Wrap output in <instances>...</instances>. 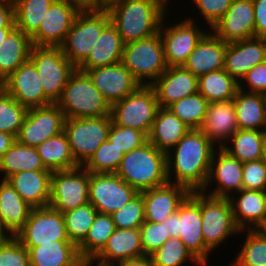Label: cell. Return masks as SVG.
Returning a JSON list of instances; mask_svg holds the SVG:
<instances>
[{
	"mask_svg": "<svg viewBox=\"0 0 266 266\" xmlns=\"http://www.w3.org/2000/svg\"><path fill=\"white\" fill-rule=\"evenodd\" d=\"M215 146L199 129H190L166 153L168 182L184 186L190 192L202 191L207 183Z\"/></svg>",
	"mask_w": 266,
	"mask_h": 266,
	"instance_id": "6da1fadb",
	"label": "cell"
},
{
	"mask_svg": "<svg viewBox=\"0 0 266 266\" xmlns=\"http://www.w3.org/2000/svg\"><path fill=\"white\" fill-rule=\"evenodd\" d=\"M170 0H117L109 5L111 23L124 44L159 33Z\"/></svg>",
	"mask_w": 266,
	"mask_h": 266,
	"instance_id": "7a4b0ae2",
	"label": "cell"
},
{
	"mask_svg": "<svg viewBox=\"0 0 266 266\" xmlns=\"http://www.w3.org/2000/svg\"><path fill=\"white\" fill-rule=\"evenodd\" d=\"M116 174L138 193L168 183L166 153L147 141L125 153Z\"/></svg>",
	"mask_w": 266,
	"mask_h": 266,
	"instance_id": "3957f363",
	"label": "cell"
},
{
	"mask_svg": "<svg viewBox=\"0 0 266 266\" xmlns=\"http://www.w3.org/2000/svg\"><path fill=\"white\" fill-rule=\"evenodd\" d=\"M68 118H94L111 115V106L94 86L86 72L76 70L70 75L56 102Z\"/></svg>",
	"mask_w": 266,
	"mask_h": 266,
	"instance_id": "277c9868",
	"label": "cell"
},
{
	"mask_svg": "<svg viewBox=\"0 0 266 266\" xmlns=\"http://www.w3.org/2000/svg\"><path fill=\"white\" fill-rule=\"evenodd\" d=\"M111 22L106 9L81 10L60 46L63 54L77 68L90 54L103 29Z\"/></svg>",
	"mask_w": 266,
	"mask_h": 266,
	"instance_id": "5b68a950",
	"label": "cell"
},
{
	"mask_svg": "<svg viewBox=\"0 0 266 266\" xmlns=\"http://www.w3.org/2000/svg\"><path fill=\"white\" fill-rule=\"evenodd\" d=\"M121 63L141 85H151L168 67L160 33L124 44Z\"/></svg>",
	"mask_w": 266,
	"mask_h": 266,
	"instance_id": "8992f818",
	"label": "cell"
},
{
	"mask_svg": "<svg viewBox=\"0 0 266 266\" xmlns=\"http://www.w3.org/2000/svg\"><path fill=\"white\" fill-rule=\"evenodd\" d=\"M29 60L40 76L45 96L56 103L76 67L63 54L61 47L33 45Z\"/></svg>",
	"mask_w": 266,
	"mask_h": 266,
	"instance_id": "52a82bcc",
	"label": "cell"
},
{
	"mask_svg": "<svg viewBox=\"0 0 266 266\" xmlns=\"http://www.w3.org/2000/svg\"><path fill=\"white\" fill-rule=\"evenodd\" d=\"M111 115L94 118L65 119L64 132L75 162L83 166L97 148L108 140Z\"/></svg>",
	"mask_w": 266,
	"mask_h": 266,
	"instance_id": "ba28073f",
	"label": "cell"
},
{
	"mask_svg": "<svg viewBox=\"0 0 266 266\" xmlns=\"http://www.w3.org/2000/svg\"><path fill=\"white\" fill-rule=\"evenodd\" d=\"M159 103L150 85H140L133 93L111 106L112 121L149 135Z\"/></svg>",
	"mask_w": 266,
	"mask_h": 266,
	"instance_id": "9c48e42d",
	"label": "cell"
},
{
	"mask_svg": "<svg viewBox=\"0 0 266 266\" xmlns=\"http://www.w3.org/2000/svg\"><path fill=\"white\" fill-rule=\"evenodd\" d=\"M201 217L203 240L211 251L231 235L245 231L236 225L229 199L209 196L202 191Z\"/></svg>",
	"mask_w": 266,
	"mask_h": 266,
	"instance_id": "30bf717a",
	"label": "cell"
},
{
	"mask_svg": "<svg viewBox=\"0 0 266 266\" xmlns=\"http://www.w3.org/2000/svg\"><path fill=\"white\" fill-rule=\"evenodd\" d=\"M89 203V172L82 166L53 171L49 206L61 213Z\"/></svg>",
	"mask_w": 266,
	"mask_h": 266,
	"instance_id": "8fae6325",
	"label": "cell"
},
{
	"mask_svg": "<svg viewBox=\"0 0 266 266\" xmlns=\"http://www.w3.org/2000/svg\"><path fill=\"white\" fill-rule=\"evenodd\" d=\"M15 237L25 247H37L57 240H69L64 216L50 206L32 208L24 227Z\"/></svg>",
	"mask_w": 266,
	"mask_h": 266,
	"instance_id": "7c38bea8",
	"label": "cell"
},
{
	"mask_svg": "<svg viewBox=\"0 0 266 266\" xmlns=\"http://www.w3.org/2000/svg\"><path fill=\"white\" fill-rule=\"evenodd\" d=\"M137 194L116 173H89V203L100 214L111 215Z\"/></svg>",
	"mask_w": 266,
	"mask_h": 266,
	"instance_id": "4fadbf2b",
	"label": "cell"
},
{
	"mask_svg": "<svg viewBox=\"0 0 266 266\" xmlns=\"http://www.w3.org/2000/svg\"><path fill=\"white\" fill-rule=\"evenodd\" d=\"M179 238L187 250L202 265L207 266L211 250L202 235L201 191H193L178 207Z\"/></svg>",
	"mask_w": 266,
	"mask_h": 266,
	"instance_id": "5bb4252c",
	"label": "cell"
},
{
	"mask_svg": "<svg viewBox=\"0 0 266 266\" xmlns=\"http://www.w3.org/2000/svg\"><path fill=\"white\" fill-rule=\"evenodd\" d=\"M162 20L159 33L163 41L164 57L168 67L183 66L198 42L207 33L196 26L193 18H186L172 26L165 27ZM165 27V28H164Z\"/></svg>",
	"mask_w": 266,
	"mask_h": 266,
	"instance_id": "9a60e30c",
	"label": "cell"
},
{
	"mask_svg": "<svg viewBox=\"0 0 266 266\" xmlns=\"http://www.w3.org/2000/svg\"><path fill=\"white\" fill-rule=\"evenodd\" d=\"M65 116L56 103L28 109L17 141L36 147L45 140L64 131Z\"/></svg>",
	"mask_w": 266,
	"mask_h": 266,
	"instance_id": "2e32d148",
	"label": "cell"
},
{
	"mask_svg": "<svg viewBox=\"0 0 266 266\" xmlns=\"http://www.w3.org/2000/svg\"><path fill=\"white\" fill-rule=\"evenodd\" d=\"M81 10L67 0H54L31 36L34 46L60 47L66 39L75 17Z\"/></svg>",
	"mask_w": 266,
	"mask_h": 266,
	"instance_id": "e0dca14e",
	"label": "cell"
},
{
	"mask_svg": "<svg viewBox=\"0 0 266 266\" xmlns=\"http://www.w3.org/2000/svg\"><path fill=\"white\" fill-rule=\"evenodd\" d=\"M217 148L218 152L214 151L207 183L202 192L209 196L229 199L234 194L233 191L238 193L243 189V163L230 156L222 148ZM214 182H217L216 187L214 184L215 189L207 191L209 189L208 186L211 187V184Z\"/></svg>",
	"mask_w": 266,
	"mask_h": 266,
	"instance_id": "ac0fdd59",
	"label": "cell"
},
{
	"mask_svg": "<svg viewBox=\"0 0 266 266\" xmlns=\"http://www.w3.org/2000/svg\"><path fill=\"white\" fill-rule=\"evenodd\" d=\"M1 86L27 109L52 104L45 96L40 76L29 59L21 64Z\"/></svg>",
	"mask_w": 266,
	"mask_h": 266,
	"instance_id": "d6986e66",
	"label": "cell"
},
{
	"mask_svg": "<svg viewBox=\"0 0 266 266\" xmlns=\"http://www.w3.org/2000/svg\"><path fill=\"white\" fill-rule=\"evenodd\" d=\"M80 71L89 75L110 106L133 93L141 85L121 62Z\"/></svg>",
	"mask_w": 266,
	"mask_h": 266,
	"instance_id": "ffe728a7",
	"label": "cell"
},
{
	"mask_svg": "<svg viewBox=\"0 0 266 266\" xmlns=\"http://www.w3.org/2000/svg\"><path fill=\"white\" fill-rule=\"evenodd\" d=\"M211 31L226 43L255 37L253 0H233Z\"/></svg>",
	"mask_w": 266,
	"mask_h": 266,
	"instance_id": "44dd1931",
	"label": "cell"
},
{
	"mask_svg": "<svg viewBox=\"0 0 266 266\" xmlns=\"http://www.w3.org/2000/svg\"><path fill=\"white\" fill-rule=\"evenodd\" d=\"M266 61V39L252 37L227 43L224 70L238 83L248 71Z\"/></svg>",
	"mask_w": 266,
	"mask_h": 266,
	"instance_id": "7402d4cb",
	"label": "cell"
},
{
	"mask_svg": "<svg viewBox=\"0 0 266 266\" xmlns=\"http://www.w3.org/2000/svg\"><path fill=\"white\" fill-rule=\"evenodd\" d=\"M159 107H168L174 102L198 92V78L183 66L167 69L151 85Z\"/></svg>",
	"mask_w": 266,
	"mask_h": 266,
	"instance_id": "603a6c76",
	"label": "cell"
},
{
	"mask_svg": "<svg viewBox=\"0 0 266 266\" xmlns=\"http://www.w3.org/2000/svg\"><path fill=\"white\" fill-rule=\"evenodd\" d=\"M141 193L144 199L145 221L162 223L178 210L190 191L184 186L168 182Z\"/></svg>",
	"mask_w": 266,
	"mask_h": 266,
	"instance_id": "cb8c5ba5",
	"label": "cell"
},
{
	"mask_svg": "<svg viewBox=\"0 0 266 266\" xmlns=\"http://www.w3.org/2000/svg\"><path fill=\"white\" fill-rule=\"evenodd\" d=\"M139 228H116L103 249L90 261L97 266H109L118 262L143 257Z\"/></svg>",
	"mask_w": 266,
	"mask_h": 266,
	"instance_id": "d4e9b609",
	"label": "cell"
},
{
	"mask_svg": "<svg viewBox=\"0 0 266 266\" xmlns=\"http://www.w3.org/2000/svg\"><path fill=\"white\" fill-rule=\"evenodd\" d=\"M226 48V42L219 39L213 32L207 31L183 67L197 78L224 69Z\"/></svg>",
	"mask_w": 266,
	"mask_h": 266,
	"instance_id": "484cf974",
	"label": "cell"
},
{
	"mask_svg": "<svg viewBox=\"0 0 266 266\" xmlns=\"http://www.w3.org/2000/svg\"><path fill=\"white\" fill-rule=\"evenodd\" d=\"M51 175L50 170H25L6 180L29 206L43 208L49 206L50 202Z\"/></svg>",
	"mask_w": 266,
	"mask_h": 266,
	"instance_id": "4316f807",
	"label": "cell"
},
{
	"mask_svg": "<svg viewBox=\"0 0 266 266\" xmlns=\"http://www.w3.org/2000/svg\"><path fill=\"white\" fill-rule=\"evenodd\" d=\"M199 130L215 145L218 142L220 148L228 145L229 138L238 130L233 100L209 103Z\"/></svg>",
	"mask_w": 266,
	"mask_h": 266,
	"instance_id": "83f0119b",
	"label": "cell"
},
{
	"mask_svg": "<svg viewBox=\"0 0 266 266\" xmlns=\"http://www.w3.org/2000/svg\"><path fill=\"white\" fill-rule=\"evenodd\" d=\"M229 201L236 225L241 230H257L266 223L265 192L242 189Z\"/></svg>",
	"mask_w": 266,
	"mask_h": 266,
	"instance_id": "f1b7e54d",
	"label": "cell"
},
{
	"mask_svg": "<svg viewBox=\"0 0 266 266\" xmlns=\"http://www.w3.org/2000/svg\"><path fill=\"white\" fill-rule=\"evenodd\" d=\"M30 266H81L78 246L70 240H57L37 247H25Z\"/></svg>",
	"mask_w": 266,
	"mask_h": 266,
	"instance_id": "f546056e",
	"label": "cell"
},
{
	"mask_svg": "<svg viewBox=\"0 0 266 266\" xmlns=\"http://www.w3.org/2000/svg\"><path fill=\"white\" fill-rule=\"evenodd\" d=\"M244 86L239 83L233 98L238 129L266 130V95L246 92Z\"/></svg>",
	"mask_w": 266,
	"mask_h": 266,
	"instance_id": "4dcf8cb0",
	"label": "cell"
},
{
	"mask_svg": "<svg viewBox=\"0 0 266 266\" xmlns=\"http://www.w3.org/2000/svg\"><path fill=\"white\" fill-rule=\"evenodd\" d=\"M124 43L116 27L110 22L102 31L100 38L88 57L77 67L78 70H90L111 66L122 60Z\"/></svg>",
	"mask_w": 266,
	"mask_h": 266,
	"instance_id": "1f68e13d",
	"label": "cell"
},
{
	"mask_svg": "<svg viewBox=\"0 0 266 266\" xmlns=\"http://www.w3.org/2000/svg\"><path fill=\"white\" fill-rule=\"evenodd\" d=\"M189 130L190 128L168 107H159L148 141L158 150L167 153Z\"/></svg>",
	"mask_w": 266,
	"mask_h": 266,
	"instance_id": "d6a6232c",
	"label": "cell"
},
{
	"mask_svg": "<svg viewBox=\"0 0 266 266\" xmlns=\"http://www.w3.org/2000/svg\"><path fill=\"white\" fill-rule=\"evenodd\" d=\"M31 210L14 187L7 180H1L0 227L15 236L24 227Z\"/></svg>",
	"mask_w": 266,
	"mask_h": 266,
	"instance_id": "836d02e7",
	"label": "cell"
},
{
	"mask_svg": "<svg viewBox=\"0 0 266 266\" xmlns=\"http://www.w3.org/2000/svg\"><path fill=\"white\" fill-rule=\"evenodd\" d=\"M32 40L20 29L14 28L0 45V85L29 57Z\"/></svg>",
	"mask_w": 266,
	"mask_h": 266,
	"instance_id": "e575fe53",
	"label": "cell"
},
{
	"mask_svg": "<svg viewBox=\"0 0 266 266\" xmlns=\"http://www.w3.org/2000/svg\"><path fill=\"white\" fill-rule=\"evenodd\" d=\"M44 167L50 171L71 170L79 167L72 156L65 132H61L35 147Z\"/></svg>",
	"mask_w": 266,
	"mask_h": 266,
	"instance_id": "d590c367",
	"label": "cell"
},
{
	"mask_svg": "<svg viewBox=\"0 0 266 266\" xmlns=\"http://www.w3.org/2000/svg\"><path fill=\"white\" fill-rule=\"evenodd\" d=\"M25 170L48 169L44 167L35 147L23 145L16 141L0 160V172L4 174L2 180Z\"/></svg>",
	"mask_w": 266,
	"mask_h": 266,
	"instance_id": "8d00e7d4",
	"label": "cell"
},
{
	"mask_svg": "<svg viewBox=\"0 0 266 266\" xmlns=\"http://www.w3.org/2000/svg\"><path fill=\"white\" fill-rule=\"evenodd\" d=\"M239 83L224 69L213 71L198 78V92L209 103L233 100Z\"/></svg>",
	"mask_w": 266,
	"mask_h": 266,
	"instance_id": "74e56055",
	"label": "cell"
},
{
	"mask_svg": "<svg viewBox=\"0 0 266 266\" xmlns=\"http://www.w3.org/2000/svg\"><path fill=\"white\" fill-rule=\"evenodd\" d=\"M115 229L112 215L98 213L87 236L78 245L81 258L90 262L103 249Z\"/></svg>",
	"mask_w": 266,
	"mask_h": 266,
	"instance_id": "f35d334b",
	"label": "cell"
},
{
	"mask_svg": "<svg viewBox=\"0 0 266 266\" xmlns=\"http://www.w3.org/2000/svg\"><path fill=\"white\" fill-rule=\"evenodd\" d=\"M262 137L263 130L238 129L228 140L232 143L230 147L221 148L241 163L257 161L262 159Z\"/></svg>",
	"mask_w": 266,
	"mask_h": 266,
	"instance_id": "ab89813d",
	"label": "cell"
},
{
	"mask_svg": "<svg viewBox=\"0 0 266 266\" xmlns=\"http://www.w3.org/2000/svg\"><path fill=\"white\" fill-rule=\"evenodd\" d=\"M54 0H16L15 26L31 37L40 27L42 19Z\"/></svg>",
	"mask_w": 266,
	"mask_h": 266,
	"instance_id": "60d3db41",
	"label": "cell"
},
{
	"mask_svg": "<svg viewBox=\"0 0 266 266\" xmlns=\"http://www.w3.org/2000/svg\"><path fill=\"white\" fill-rule=\"evenodd\" d=\"M208 105L209 101L197 92L174 102L168 108L190 129H200Z\"/></svg>",
	"mask_w": 266,
	"mask_h": 266,
	"instance_id": "b9f144b4",
	"label": "cell"
},
{
	"mask_svg": "<svg viewBox=\"0 0 266 266\" xmlns=\"http://www.w3.org/2000/svg\"><path fill=\"white\" fill-rule=\"evenodd\" d=\"M69 240L77 246L85 239L98 211L91 203L62 213Z\"/></svg>",
	"mask_w": 266,
	"mask_h": 266,
	"instance_id": "7bdbcfd3",
	"label": "cell"
},
{
	"mask_svg": "<svg viewBox=\"0 0 266 266\" xmlns=\"http://www.w3.org/2000/svg\"><path fill=\"white\" fill-rule=\"evenodd\" d=\"M230 266H266V235L260 230H248L240 252Z\"/></svg>",
	"mask_w": 266,
	"mask_h": 266,
	"instance_id": "ee69618b",
	"label": "cell"
},
{
	"mask_svg": "<svg viewBox=\"0 0 266 266\" xmlns=\"http://www.w3.org/2000/svg\"><path fill=\"white\" fill-rule=\"evenodd\" d=\"M27 111L26 107L0 85V132L11 133L17 137Z\"/></svg>",
	"mask_w": 266,
	"mask_h": 266,
	"instance_id": "f6af8a7d",
	"label": "cell"
},
{
	"mask_svg": "<svg viewBox=\"0 0 266 266\" xmlns=\"http://www.w3.org/2000/svg\"><path fill=\"white\" fill-rule=\"evenodd\" d=\"M124 154L114 143L107 140L97 148L82 167L89 173H116Z\"/></svg>",
	"mask_w": 266,
	"mask_h": 266,
	"instance_id": "bcb514c9",
	"label": "cell"
},
{
	"mask_svg": "<svg viewBox=\"0 0 266 266\" xmlns=\"http://www.w3.org/2000/svg\"><path fill=\"white\" fill-rule=\"evenodd\" d=\"M150 257L153 266H183L188 259L197 266H202L187 250L183 241L175 237H170Z\"/></svg>",
	"mask_w": 266,
	"mask_h": 266,
	"instance_id": "7dc6e473",
	"label": "cell"
},
{
	"mask_svg": "<svg viewBox=\"0 0 266 266\" xmlns=\"http://www.w3.org/2000/svg\"><path fill=\"white\" fill-rule=\"evenodd\" d=\"M111 215L116 228H140L145 221L144 199L142 193H138L121 209L115 211Z\"/></svg>",
	"mask_w": 266,
	"mask_h": 266,
	"instance_id": "c3c4849f",
	"label": "cell"
},
{
	"mask_svg": "<svg viewBox=\"0 0 266 266\" xmlns=\"http://www.w3.org/2000/svg\"><path fill=\"white\" fill-rule=\"evenodd\" d=\"M108 140L114 143L119 150L128 153L145 144L148 141V136L142 131L119 126L112 121Z\"/></svg>",
	"mask_w": 266,
	"mask_h": 266,
	"instance_id": "681fc988",
	"label": "cell"
},
{
	"mask_svg": "<svg viewBox=\"0 0 266 266\" xmlns=\"http://www.w3.org/2000/svg\"><path fill=\"white\" fill-rule=\"evenodd\" d=\"M139 229L142 249L146 256H150L170 238L165 221L162 223L144 221Z\"/></svg>",
	"mask_w": 266,
	"mask_h": 266,
	"instance_id": "f907efd6",
	"label": "cell"
},
{
	"mask_svg": "<svg viewBox=\"0 0 266 266\" xmlns=\"http://www.w3.org/2000/svg\"><path fill=\"white\" fill-rule=\"evenodd\" d=\"M243 189L266 191V162L262 159L243 163Z\"/></svg>",
	"mask_w": 266,
	"mask_h": 266,
	"instance_id": "816d5d0a",
	"label": "cell"
},
{
	"mask_svg": "<svg viewBox=\"0 0 266 266\" xmlns=\"http://www.w3.org/2000/svg\"><path fill=\"white\" fill-rule=\"evenodd\" d=\"M0 266H30L29 252L15 236L0 250Z\"/></svg>",
	"mask_w": 266,
	"mask_h": 266,
	"instance_id": "f5cc1de1",
	"label": "cell"
},
{
	"mask_svg": "<svg viewBox=\"0 0 266 266\" xmlns=\"http://www.w3.org/2000/svg\"><path fill=\"white\" fill-rule=\"evenodd\" d=\"M194 1V2H193ZM211 29L227 12L233 0H192Z\"/></svg>",
	"mask_w": 266,
	"mask_h": 266,
	"instance_id": "db71d44e",
	"label": "cell"
},
{
	"mask_svg": "<svg viewBox=\"0 0 266 266\" xmlns=\"http://www.w3.org/2000/svg\"><path fill=\"white\" fill-rule=\"evenodd\" d=\"M242 80L248 84L247 92L266 95V61L253 67Z\"/></svg>",
	"mask_w": 266,
	"mask_h": 266,
	"instance_id": "11a10c76",
	"label": "cell"
},
{
	"mask_svg": "<svg viewBox=\"0 0 266 266\" xmlns=\"http://www.w3.org/2000/svg\"><path fill=\"white\" fill-rule=\"evenodd\" d=\"M255 37L266 39V0H253Z\"/></svg>",
	"mask_w": 266,
	"mask_h": 266,
	"instance_id": "9f6ffc18",
	"label": "cell"
},
{
	"mask_svg": "<svg viewBox=\"0 0 266 266\" xmlns=\"http://www.w3.org/2000/svg\"><path fill=\"white\" fill-rule=\"evenodd\" d=\"M14 4L0 1V28H15Z\"/></svg>",
	"mask_w": 266,
	"mask_h": 266,
	"instance_id": "6f0895ef",
	"label": "cell"
},
{
	"mask_svg": "<svg viewBox=\"0 0 266 266\" xmlns=\"http://www.w3.org/2000/svg\"><path fill=\"white\" fill-rule=\"evenodd\" d=\"M16 141L17 138L15 135L6 132H0V160Z\"/></svg>",
	"mask_w": 266,
	"mask_h": 266,
	"instance_id": "680465c9",
	"label": "cell"
},
{
	"mask_svg": "<svg viewBox=\"0 0 266 266\" xmlns=\"http://www.w3.org/2000/svg\"><path fill=\"white\" fill-rule=\"evenodd\" d=\"M165 227L170 237L179 238L178 232V210L167 217L165 220Z\"/></svg>",
	"mask_w": 266,
	"mask_h": 266,
	"instance_id": "91938a15",
	"label": "cell"
},
{
	"mask_svg": "<svg viewBox=\"0 0 266 266\" xmlns=\"http://www.w3.org/2000/svg\"><path fill=\"white\" fill-rule=\"evenodd\" d=\"M117 264V265H116ZM109 266H153L150 256H143L140 258L130 259L127 261L118 262Z\"/></svg>",
	"mask_w": 266,
	"mask_h": 266,
	"instance_id": "94428289",
	"label": "cell"
},
{
	"mask_svg": "<svg viewBox=\"0 0 266 266\" xmlns=\"http://www.w3.org/2000/svg\"><path fill=\"white\" fill-rule=\"evenodd\" d=\"M76 5L80 10H98L101 9L94 0H67Z\"/></svg>",
	"mask_w": 266,
	"mask_h": 266,
	"instance_id": "6125c7cd",
	"label": "cell"
},
{
	"mask_svg": "<svg viewBox=\"0 0 266 266\" xmlns=\"http://www.w3.org/2000/svg\"><path fill=\"white\" fill-rule=\"evenodd\" d=\"M13 237V235L6 229L0 227V250Z\"/></svg>",
	"mask_w": 266,
	"mask_h": 266,
	"instance_id": "be15d7a7",
	"label": "cell"
},
{
	"mask_svg": "<svg viewBox=\"0 0 266 266\" xmlns=\"http://www.w3.org/2000/svg\"><path fill=\"white\" fill-rule=\"evenodd\" d=\"M94 1L101 9H106L109 5L115 3L117 0H94Z\"/></svg>",
	"mask_w": 266,
	"mask_h": 266,
	"instance_id": "e7e4bbea",
	"label": "cell"
},
{
	"mask_svg": "<svg viewBox=\"0 0 266 266\" xmlns=\"http://www.w3.org/2000/svg\"><path fill=\"white\" fill-rule=\"evenodd\" d=\"M261 149H262V160L266 162V130H263Z\"/></svg>",
	"mask_w": 266,
	"mask_h": 266,
	"instance_id": "03108f58",
	"label": "cell"
},
{
	"mask_svg": "<svg viewBox=\"0 0 266 266\" xmlns=\"http://www.w3.org/2000/svg\"><path fill=\"white\" fill-rule=\"evenodd\" d=\"M14 28H0V45Z\"/></svg>",
	"mask_w": 266,
	"mask_h": 266,
	"instance_id": "003e7915",
	"label": "cell"
},
{
	"mask_svg": "<svg viewBox=\"0 0 266 266\" xmlns=\"http://www.w3.org/2000/svg\"><path fill=\"white\" fill-rule=\"evenodd\" d=\"M260 230L266 235V223L260 228Z\"/></svg>",
	"mask_w": 266,
	"mask_h": 266,
	"instance_id": "a7ac6f4b",
	"label": "cell"
},
{
	"mask_svg": "<svg viewBox=\"0 0 266 266\" xmlns=\"http://www.w3.org/2000/svg\"><path fill=\"white\" fill-rule=\"evenodd\" d=\"M94 266L92 263L90 262H84L81 266ZM97 266V265H96Z\"/></svg>",
	"mask_w": 266,
	"mask_h": 266,
	"instance_id": "89a4df30",
	"label": "cell"
},
{
	"mask_svg": "<svg viewBox=\"0 0 266 266\" xmlns=\"http://www.w3.org/2000/svg\"><path fill=\"white\" fill-rule=\"evenodd\" d=\"M0 1H7V2H11L13 4L16 2V0H0Z\"/></svg>",
	"mask_w": 266,
	"mask_h": 266,
	"instance_id": "2644e50d",
	"label": "cell"
}]
</instances>
